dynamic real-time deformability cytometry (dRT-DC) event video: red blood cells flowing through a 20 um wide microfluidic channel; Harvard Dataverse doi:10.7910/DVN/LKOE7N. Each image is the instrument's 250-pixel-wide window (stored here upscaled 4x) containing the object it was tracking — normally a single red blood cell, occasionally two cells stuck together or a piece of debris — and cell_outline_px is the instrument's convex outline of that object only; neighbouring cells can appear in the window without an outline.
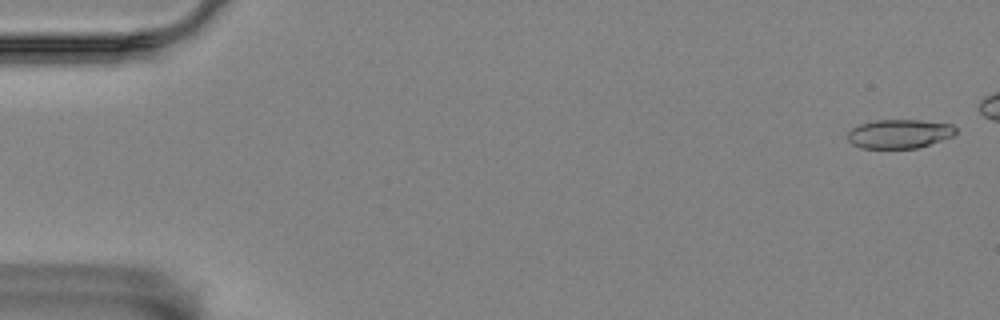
{"species": "Egyptian fruit bat (a non-hibernating species)", "species_latin": "Rousettus aegyptiacus", "temperature_condition": "room temperature", "stored_images_in_passage": 3, "camera_frame_rate_fps": 3000, "um_per_image_px": 0.085, "animal": {"sex": "female"}, "frame": {"image": 1, "passage_image": 1, "time_ms": 0.0, "image_size_px": [1000, 320], "cell_outline_px": [[956, 132], [952, 136], [920, 148], [860, 148], [852, 144], [848, 140], [848, 132], [852, 128], [860, 124], [876, 120], [920, 120], [952, 124], [956, 128]], "centroid_in_image_um": [76.44, 11.38], "position_along_channel_um": 8.6, "area_um2": 18.26}}